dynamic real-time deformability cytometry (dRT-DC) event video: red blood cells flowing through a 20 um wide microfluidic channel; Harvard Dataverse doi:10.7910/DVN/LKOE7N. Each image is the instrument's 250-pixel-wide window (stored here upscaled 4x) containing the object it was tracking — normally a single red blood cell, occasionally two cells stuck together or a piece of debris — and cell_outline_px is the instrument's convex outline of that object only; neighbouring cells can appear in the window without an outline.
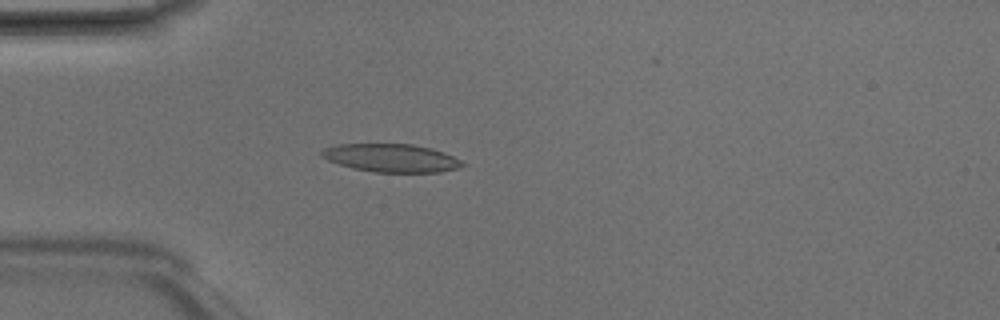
{"species": "Egyptian fruit bat (a non-hibernating species)", "species_latin": "Rousettus aegyptiacus", "temperature_condition": "room temperature", "stored_images_in_passage": 4, "camera_frame_rate_fps": 3000, "um_per_image_px": 0.085, "animal": {"sex": "male"}, "frame": {"image": 1, "passage_image": 4, "time_ms": 1.0, "image_size_px": [1000, 320], "cell_outline_px": [[464, 164], [460, 168], [440, 172], [372, 172], [352, 168], [328, 160], [320, 156], [320, 152], [324, 148], [340, 144], [412, 144], [432, 148], [444, 152], [460, 160]], "centroid_in_image_um": [33.25, 13.43], "position_along_channel_um": 51.7, "area_um2": 23.06}}